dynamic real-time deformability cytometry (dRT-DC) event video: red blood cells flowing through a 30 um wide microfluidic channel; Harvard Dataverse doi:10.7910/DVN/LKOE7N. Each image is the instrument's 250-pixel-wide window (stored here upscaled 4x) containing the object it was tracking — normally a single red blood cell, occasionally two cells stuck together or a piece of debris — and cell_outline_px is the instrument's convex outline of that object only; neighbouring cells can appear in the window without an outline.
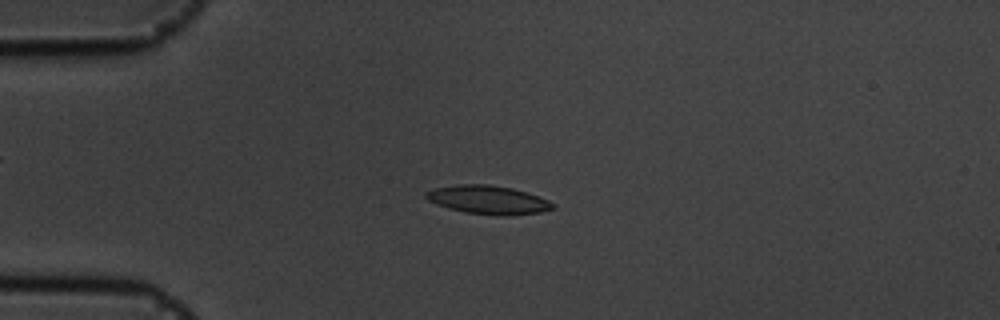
{"species": "common noctule bat (a hibernating species)", "species_latin": "Nyctalus noctula", "temperature_condition": "cold", "stored_images_in_passage": 53, "camera_frame_rate_fps": 3000, "um_per_image_px": 0.085, "animal": {"sex": "male", "body_mass_g": 19.5, "forearm_length_mm": 54.6}, "frame": {"image": 1, "passage_image": 11, "time_ms": 3.333, "image_size_px": [1000, 320], "cell_outline_px": [[556, 208], [540, 212], [508, 216], [496, 216], [464, 212], [448, 208], [436, 204], [428, 200], [424, 196], [424, 192], [432, 188], [456, 184], [488, 184], [512, 188], [528, 192], [548, 200], [556, 204]], "centroid_in_image_um": [41.48, 16.98], "position_along_channel_um": 43.5, "area_um2": 21.5}}
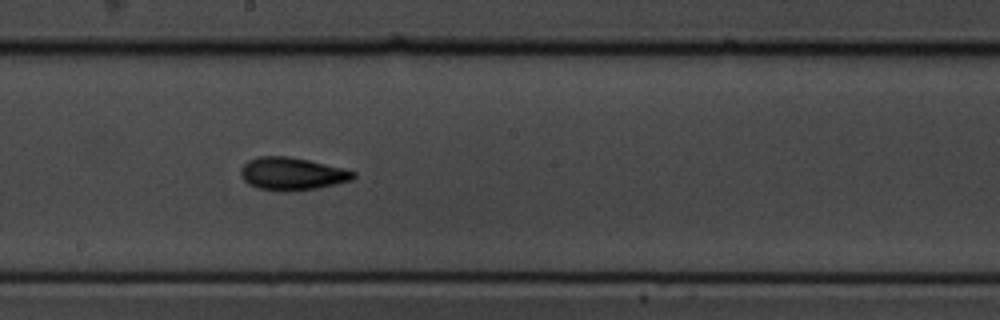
{"frame": {"image": 2, "passage_image": 28, "time_ms": 9.0, "image_size_px": [1000, 320], "cell_outline_px": [[356, 176], [352, 180], [336, 184], [316, 188], [256, 188], [248, 184], [240, 176], [240, 168], [248, 160], [260, 156], [288, 156], [308, 160], [356, 172]], "centroid_in_image_um": [24.8, 14.72], "position_along_channel_um": 223.4, "area_um2": 20.58}}
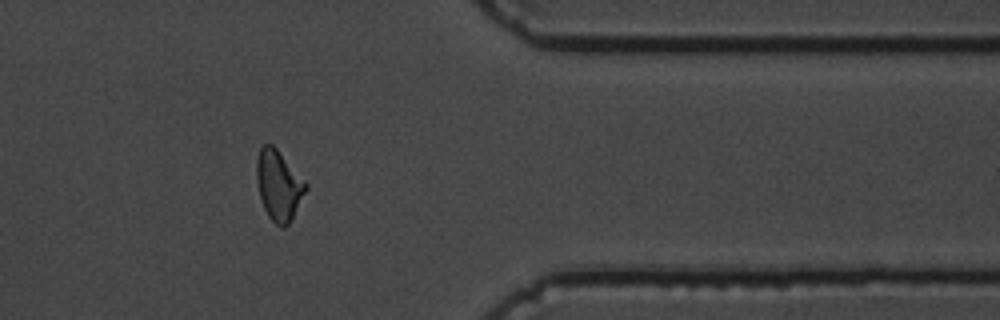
{"frame": {"image": 3, "passage_image": 43, "time_ms": 14.0, "image_size_px": [1000, 320], "cell_outline_px": [[308, 188], [288, 224], [284, 228], [280, 228], [268, 216], [264, 208], [260, 196], [256, 180], [256, 160], [260, 148], [264, 144], [272, 144], [276, 148], [308, 184]], "centroid_in_image_um": [23.68, 15.75], "position_along_channel_um": 387.7, "area_um2": 19.94}, "authors_computed_cell_mechanics": {"area_um2": 19.9988, "velocity_mm_per_s": 3.5869, "shape_relaxation_time_tau1_ms": 5.543, "shape_relaxation_time_tau2_ms": 2.3358, "deformation_change_tau1": 0.1557, "deformation_change_tau2": 0.0908}}